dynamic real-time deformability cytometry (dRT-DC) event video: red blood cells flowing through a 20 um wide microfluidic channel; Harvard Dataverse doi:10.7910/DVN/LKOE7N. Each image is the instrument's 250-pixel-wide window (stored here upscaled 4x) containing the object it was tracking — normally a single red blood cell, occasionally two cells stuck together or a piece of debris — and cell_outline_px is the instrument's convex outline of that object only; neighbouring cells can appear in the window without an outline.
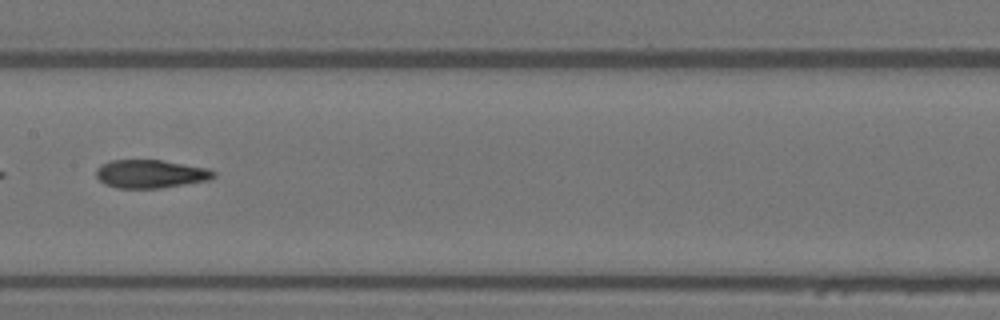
{"species": "Egyptian fruit bat (a non-hibernating species)", "species_latin": "Rousettus aegyptiacus", "temperature_condition": "warm", "stored_images_in_passage": 39, "camera_frame_rate_fps": 3000, "um_per_image_px": 0.085, "animal": {"sex": "female"}, "frame": {"image": 1, "passage_image": 18, "time_ms": 5.667, "image_size_px": [1000, 320], "cell_outline_px": [[216, 176], [208, 180], [160, 188], [116, 188], [104, 184], [96, 176], [96, 168], [112, 160], [160, 160], [208, 168], [216, 172]], "centroid_in_image_um": [12.8, 14.78], "position_along_channel_um": 194.6, "area_um2": 19.25}}
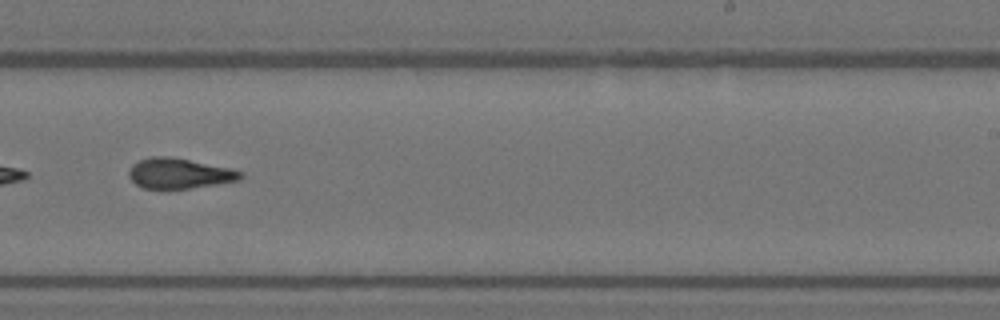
{"frame": {"image": 2, "passage_image": 24, "time_ms": 7.667, "image_size_px": [1000, 320], "cell_outline_px": [[244, 176], [240, 180], [168, 192], [144, 188], [136, 184], [128, 176], [128, 172], [132, 164], [140, 160], [152, 156], [164, 156], [188, 160], [232, 168], [244, 172]], "centroid_in_image_um": [15.23, 14.78], "position_along_channel_um": 273.8, "area_um2": 20.29}}
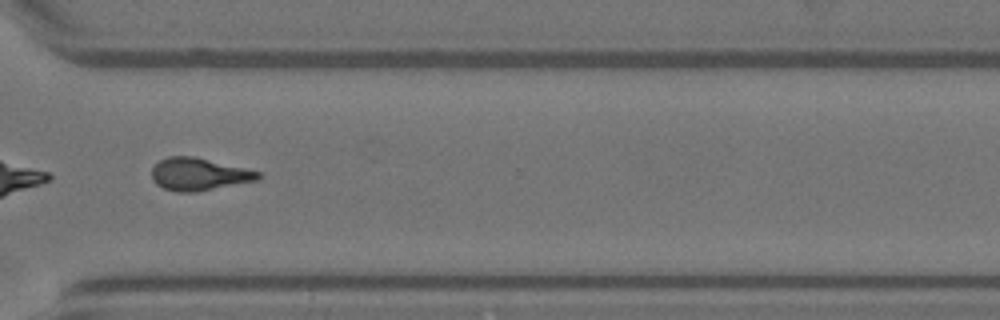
{"frame": {"image": 3, "passage_image": 30, "time_ms": 9.667, "image_size_px": [1000, 320], "cell_outline_px": [[260, 176], [256, 180], [196, 192], [176, 192], [164, 188], [156, 184], [152, 180], [152, 168], [160, 160], [168, 156], [192, 156], [260, 172]], "centroid_in_image_um": [16.84, 14.81], "position_along_channel_um": 353.8, "area_um2": 19.77}, "authors_computed_cell_mechanics": {"area_um2": 20.0566, "velocity_mm_per_s": 3.9939, "shape_relaxation_time_tau1_ms": null, "shape_relaxation_time_tau2_ms": 2.5114, "deformation_change_tau1": null, "deformation_change_tau2": 0.1126}}